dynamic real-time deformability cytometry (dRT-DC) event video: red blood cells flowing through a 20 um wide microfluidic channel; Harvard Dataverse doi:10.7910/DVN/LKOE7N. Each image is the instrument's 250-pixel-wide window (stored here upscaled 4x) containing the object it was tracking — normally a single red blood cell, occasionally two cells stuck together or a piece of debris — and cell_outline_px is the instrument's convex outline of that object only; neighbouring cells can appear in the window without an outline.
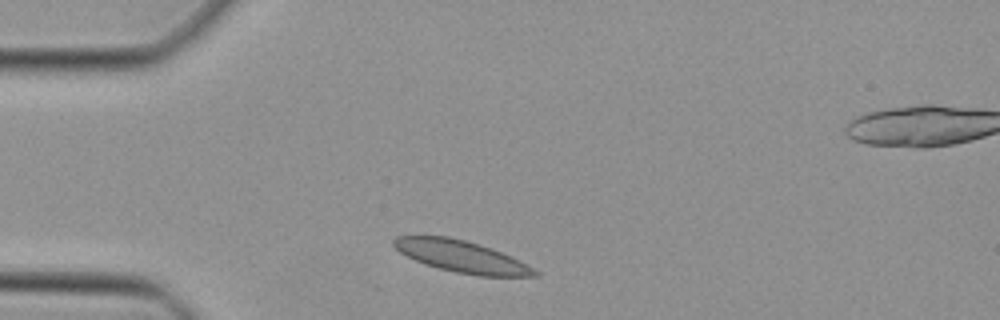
{"species": "Egyptian fruit bat (a non-hibernating species)", "species_latin": "Rousettus aegyptiacus", "temperature_condition": "cold", "stored_images_in_passage": 37, "camera_frame_rate_fps": 3000, "um_per_image_px": 0.085, "animal": {"sex": "female"}, "frame": {"image": 1, "passage_image": 1, "time_ms": 0.0, "image_size_px": [1000, 320], "cell_outline_px": [[540, 276], [480, 276], [456, 272], [424, 264], [400, 252], [392, 244], [392, 240], [396, 236], [448, 236], [480, 244], [500, 252], [540, 272]], "centroid_in_image_um": [39.19, 21.79], "position_along_channel_um": 45.8, "area_um2": 25.61}}
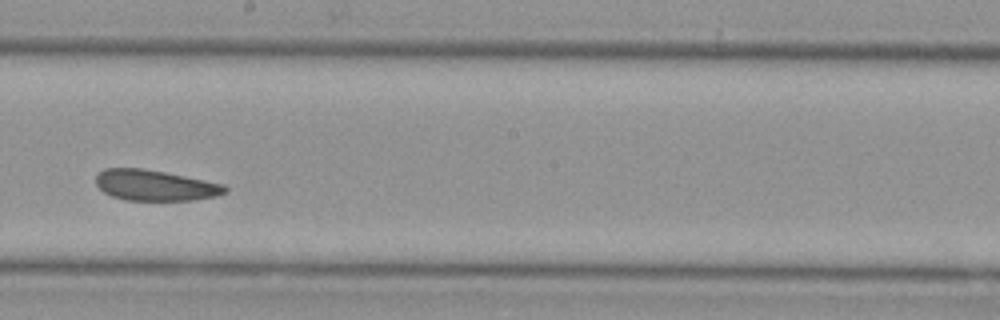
{"frame": {"image": 2, "passage_image": 16, "time_ms": 5.0, "image_size_px": [1000, 320], "cell_outline_px": [[228, 192], [216, 196], [196, 200], [124, 200], [112, 196], [104, 192], [96, 184], [96, 176], [104, 168], [144, 168], [224, 184], [228, 188]], "centroid_in_image_um": [13.19, 15.76], "position_along_channel_um": 235.0, "area_um2": 23.12}}
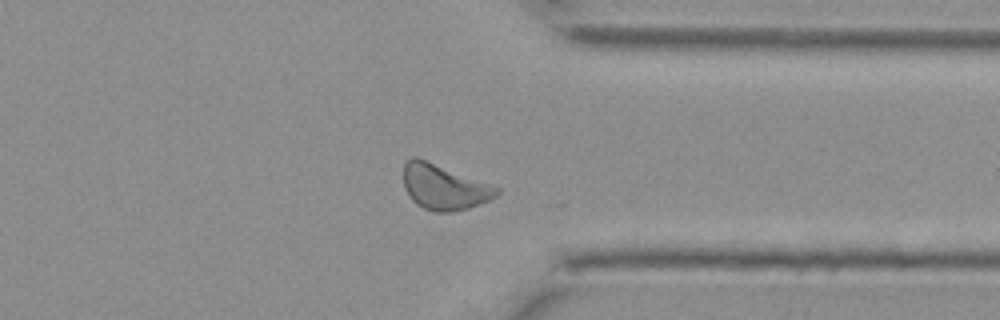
{"frame": {"image": 3, "passage_image": 26, "time_ms": 8.333, "image_size_px": [1000, 320], "cell_outline_px": [[500, 192], [496, 196], [488, 200], [468, 208], [448, 212], [432, 212], [416, 204], [408, 196], [404, 188], [404, 164], [412, 156], [416, 156], [500, 188]], "centroid_in_image_um": [37.7, 15.9], "position_along_channel_um": 373.7, "area_um2": 24.39}}